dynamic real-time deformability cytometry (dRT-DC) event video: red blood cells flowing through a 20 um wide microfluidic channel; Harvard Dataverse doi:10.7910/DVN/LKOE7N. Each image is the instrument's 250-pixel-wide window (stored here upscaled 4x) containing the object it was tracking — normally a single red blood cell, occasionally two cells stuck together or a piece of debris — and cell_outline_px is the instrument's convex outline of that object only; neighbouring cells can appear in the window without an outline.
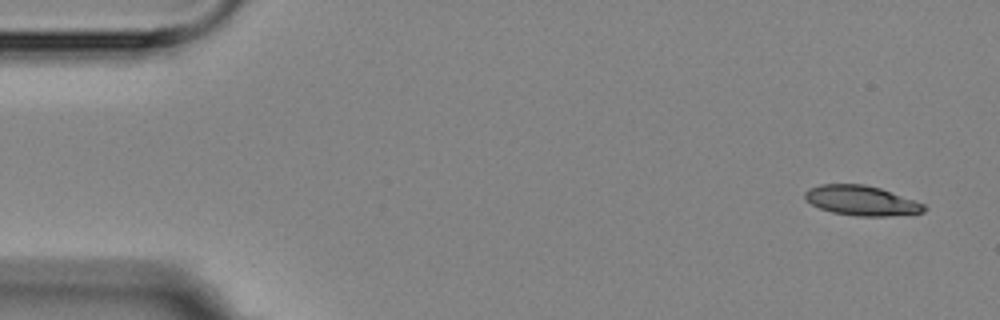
{"species": "Egyptian fruit bat (a non-hibernating species)", "species_latin": "Rousettus aegyptiacus", "temperature_condition": "room temperature", "stored_images_in_passage": 4, "camera_frame_rate_fps": 3000, "um_per_image_px": 0.085, "animal": {"sex": "female"}, "frame": {"image": 1, "passage_image": 1, "time_ms": 0.0, "image_size_px": [1000, 320], "cell_outline_px": [[928, 208], [924, 212], [888, 216], [856, 216], [832, 212], [820, 208], [812, 204], [804, 196], [804, 192], [808, 188], [820, 184], [864, 184], [880, 188], [924, 204]], "centroid_in_image_um": [73.21, 17.04], "position_along_channel_um": 11.8, "area_um2": 20.58}}